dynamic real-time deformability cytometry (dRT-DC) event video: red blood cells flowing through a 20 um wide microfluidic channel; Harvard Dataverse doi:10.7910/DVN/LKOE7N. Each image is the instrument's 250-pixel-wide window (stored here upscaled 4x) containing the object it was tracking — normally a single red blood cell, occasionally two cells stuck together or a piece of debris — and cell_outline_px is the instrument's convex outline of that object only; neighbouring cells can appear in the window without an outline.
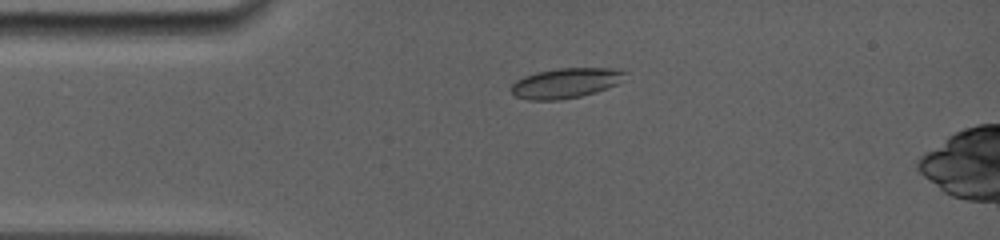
{"species": "common noctule bat (a hibernating species)", "species_latin": "Nyctalus noctula", "temperature_condition": "room temperature", "stored_images_in_passage": 16, "camera_frame_rate_fps": 5000, "um_per_image_px": 0.085, "animal": {"sex": "female", "body_mass_g": 19.0, "forearm_length_mm": 56.7}, "frame": {"image": 1, "passage_image": 1, "time_ms": 0.0, "image_size_px": [1000, 240], "cell_outline_px": [[628, 72], [616, 84], [596, 92], [580, 96], [560, 100], [528, 100], [516, 96], [508, 88], [516, 80], [524, 76], [536, 72], [560, 68], [608, 68]], "centroid_in_image_um": [48.02, 7.06], "position_along_channel_um": 37.0, "area_um2": 19.83}}
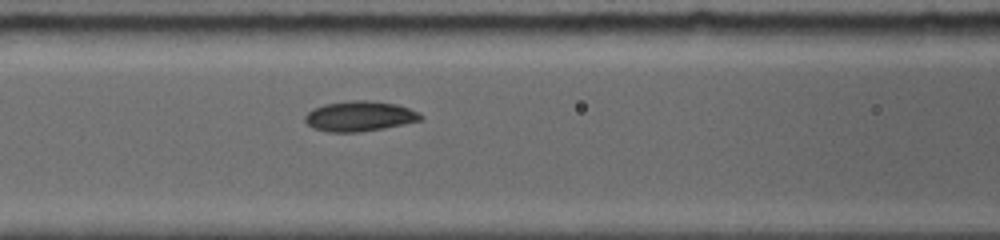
{"frame": {"image": 2, "passage_image": 10, "time_ms": 3.2, "image_size_px": [1000, 240], "cell_outline_px": [[424, 116], [420, 120], [404, 124], [384, 128], [360, 132], [328, 132], [312, 128], [304, 120], [304, 116], [312, 108], [324, 104], [352, 100], [364, 100], [396, 104], [408, 108]], "centroid_in_image_um": [30.52, 9.88], "position_along_channel_um": 136.1, "area_um2": 20.29}}
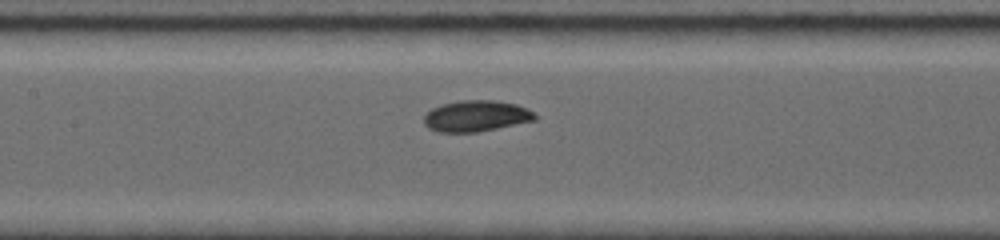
{"frame": {"image": 3, "passage_image": 12, "time_ms": 4.0, "image_size_px": [1000, 240], "cell_outline_px": [[536, 120], [476, 132], [436, 132], [428, 128], [424, 124], [424, 116], [432, 108], [440, 104], [460, 100], [496, 100], [516, 104], [528, 108], [536, 116]], "centroid_in_image_um": [40.45, 9.85], "position_along_channel_um": 167.0, "area_um2": 20.17}}